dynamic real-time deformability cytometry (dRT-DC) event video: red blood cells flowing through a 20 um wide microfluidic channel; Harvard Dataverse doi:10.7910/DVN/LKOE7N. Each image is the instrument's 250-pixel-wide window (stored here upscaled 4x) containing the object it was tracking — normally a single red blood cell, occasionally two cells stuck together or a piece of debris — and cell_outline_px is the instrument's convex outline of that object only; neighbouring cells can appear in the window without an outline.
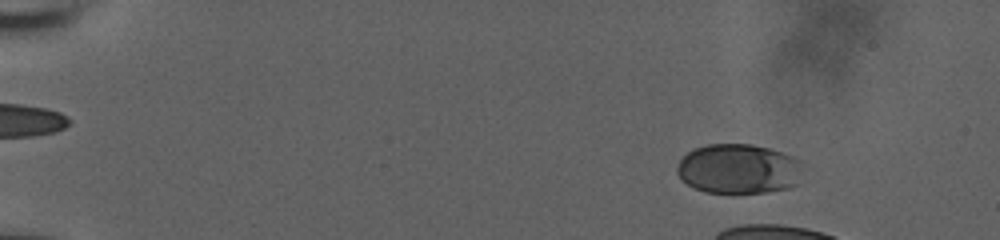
{"species": "human", "species_latin": "Homo sapiens", "temperature_condition": "room temperature", "stored_images_in_passage": 12, "camera_frame_rate_fps": 3000, "um_per_image_px": 0.085, "donor": {"sex": "male"}, "frame": {"image": 1, "passage_image": 5, "time_ms": 1.333, "image_size_px": [1000, 240], "cell_outline_px": [[804, 160], [796, 184], [788, 188], [764, 192], [704, 192], [688, 184], [676, 172], [676, 168], [680, 160], [692, 148], [708, 144], [752, 144], [768, 148]], "centroid_in_image_um": [62.78, 14.33], "position_along_channel_um": 22.2, "area_um2": 36.36}}